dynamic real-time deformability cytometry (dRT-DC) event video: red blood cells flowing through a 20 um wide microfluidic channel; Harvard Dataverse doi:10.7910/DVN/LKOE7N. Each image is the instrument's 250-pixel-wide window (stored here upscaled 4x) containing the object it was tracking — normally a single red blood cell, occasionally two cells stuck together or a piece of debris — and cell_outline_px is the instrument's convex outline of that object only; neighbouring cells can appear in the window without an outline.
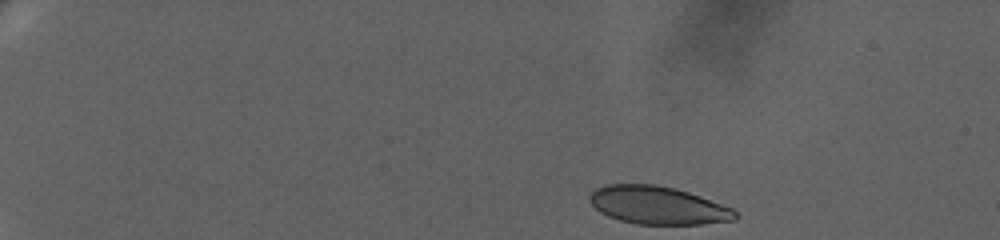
{"species": "human", "species_latin": "Homo sapiens", "temperature_condition": "warm", "stored_images_in_passage": 57, "camera_frame_rate_fps": 3000, "um_per_image_px": 0.085, "donor": {"sex": "female"}, "frame": {"image": 1, "passage_image": 1, "time_ms": 0.0, "image_size_px": [1000, 240], "cell_outline_px": [[740, 216], [736, 220], [700, 224], [636, 224], [620, 220], [608, 216], [600, 212], [588, 200], [588, 196], [596, 188], [608, 184], [656, 184], [676, 188], [700, 196], [732, 208]], "centroid_in_image_um": [55.92, 17.45], "position_along_channel_um": 29.1, "area_um2": 32.25}}
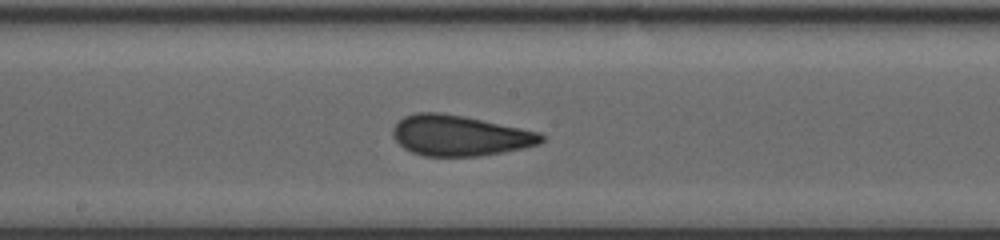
{"frame": {"image": 2, "passage_image": 30, "time_ms": 9.667, "image_size_px": [1000, 240], "cell_outline_px": [[544, 140], [540, 144], [524, 148], [480, 156], [424, 156], [412, 152], [404, 148], [392, 136], [392, 128], [404, 116], [416, 112], [440, 112], [464, 116], [540, 132], [544, 136]], "centroid_in_image_um": [39.07, 11.52], "position_along_channel_um": 209.1, "area_um2": 35.14}}
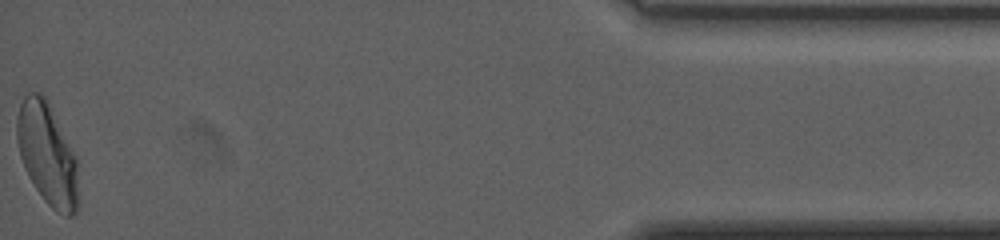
{"frame": {"image": 3, "passage_image": 57, "time_ms": 18.667, "image_size_px": [1000, 240], "cell_outline_px": [[76, 212], [72, 216], [64, 216], [56, 212], [44, 200], [28, 176], [24, 168], [20, 156], [16, 136], [16, 116], [20, 104], [24, 96], [28, 92], [40, 92], [44, 96], [76, 156]], "centroid_in_image_um": [3.97, 13.08], "position_along_channel_um": 431.2, "area_um2": 35.89}, "authors_computed_cell_mechanics": {"area_um2": 34.5066, "velocity_mm_per_s": 3.2086, "shape_relaxation_time_tau1_ms": null, "shape_relaxation_time_tau2_ms": 0.8613, "deformation_change_tau1": null, "deformation_change_tau2": 0.0718}}